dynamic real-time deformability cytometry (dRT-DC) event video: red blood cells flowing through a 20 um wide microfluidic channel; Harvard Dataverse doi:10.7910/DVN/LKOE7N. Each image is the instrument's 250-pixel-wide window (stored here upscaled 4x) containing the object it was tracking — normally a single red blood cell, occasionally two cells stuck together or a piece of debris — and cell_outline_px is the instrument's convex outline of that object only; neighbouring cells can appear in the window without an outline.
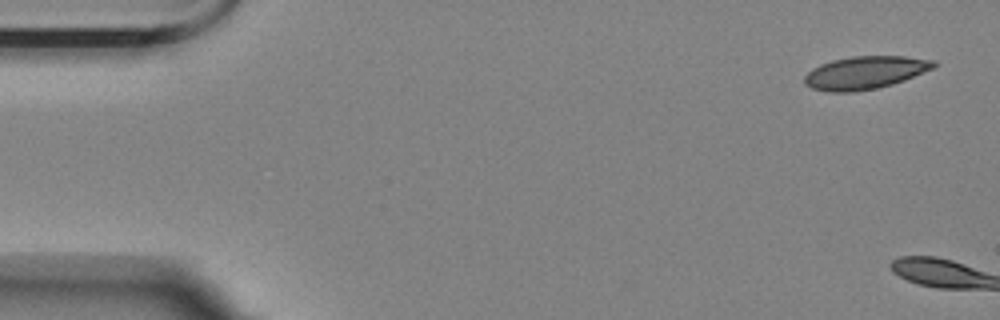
{"species": "Egyptian fruit bat (a non-hibernating species)", "species_latin": "Rousettus aegyptiacus", "temperature_condition": "room temperature", "stored_images_in_passage": 11, "camera_frame_rate_fps": 3000, "um_per_image_px": 0.085, "animal": {"sex": "female"}, "frame": {"image": 1, "passage_image": 1, "time_ms": 0.0, "image_size_px": [1000, 320], "cell_outline_px": [[936, 64], [932, 68], [904, 80], [892, 84], [876, 88], [852, 92], [828, 92], [812, 88], [804, 84], [804, 76], [812, 68], [820, 64], [832, 60], [852, 56], [904, 56], [936, 60]], "centroid_in_image_um": [73.49, 6.17], "position_along_channel_um": 11.5, "area_um2": 24.68}}
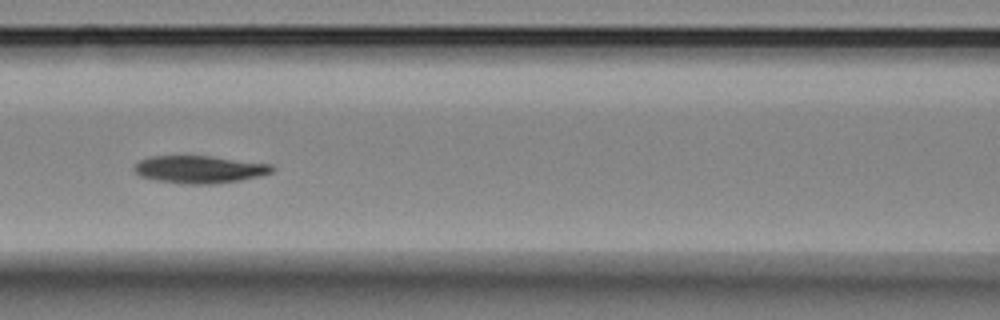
{"frame": {"image": 2, "passage_image": 8, "time_ms": 8.667, "image_size_px": [1000, 320], "cell_outline_px": [[276, 168], [272, 172], [260, 176], [240, 180], [216, 184], [180, 184], [156, 180], [140, 176], [132, 168], [140, 160], [148, 156], [208, 156], [272, 164]], "centroid_in_image_um": [16.96, 14.4], "position_along_channel_um": 149.6, "area_um2": 22.2}}
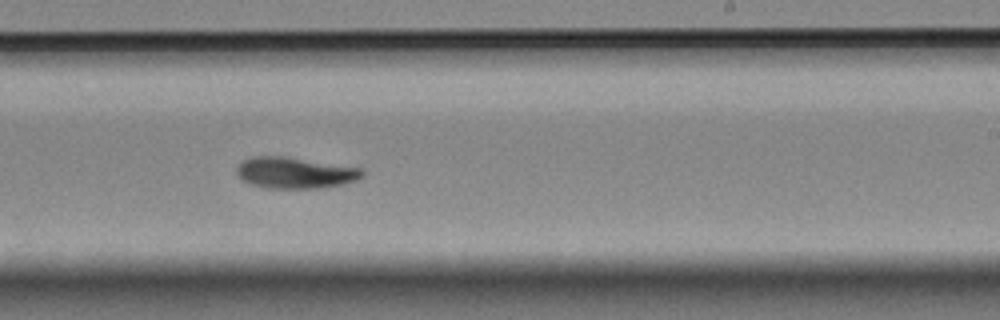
{"frame": {"image": 3, "passage_image": 11, "time_ms": 12.0, "image_size_px": [1000, 320], "cell_outline_px": [[364, 176], [356, 180], [344, 184], [320, 188], [268, 188], [248, 184], [240, 180], [236, 172], [236, 168], [244, 160], [252, 156], [280, 156], [360, 168], [364, 172]], "centroid_in_image_um": [25.03, 14.7], "position_along_channel_um": 264.0, "area_um2": 22.72}}